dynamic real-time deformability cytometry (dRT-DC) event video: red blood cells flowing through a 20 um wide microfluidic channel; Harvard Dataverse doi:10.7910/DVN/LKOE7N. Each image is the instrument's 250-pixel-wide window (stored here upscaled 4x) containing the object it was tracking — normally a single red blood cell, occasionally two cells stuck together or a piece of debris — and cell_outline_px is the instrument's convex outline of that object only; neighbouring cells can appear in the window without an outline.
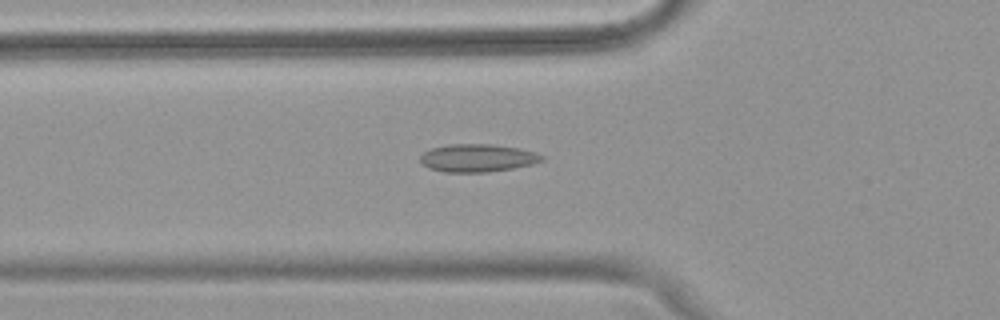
{"species": "common noctule bat (a hibernating species)", "species_latin": "Nyctalus noctula", "temperature_condition": "warm", "stored_images_in_passage": 51, "camera_frame_rate_fps": 3000, "um_per_image_px": 0.085, "animal": {"sex": "female", "body_mass_g": 18.4}, "frame": {"image": 1, "passage_image": 18, "time_ms": 5.667, "image_size_px": [1000, 320], "cell_outline_px": [[544, 160], [532, 164], [512, 168], [488, 172], [444, 172], [428, 168], [420, 160], [420, 156], [424, 152], [432, 148], [448, 144], [492, 144], [516, 148], [532, 152], [544, 156]], "centroid_in_image_um": [40.56, 13.43], "position_along_channel_um": 85.2, "area_um2": 19.54}}
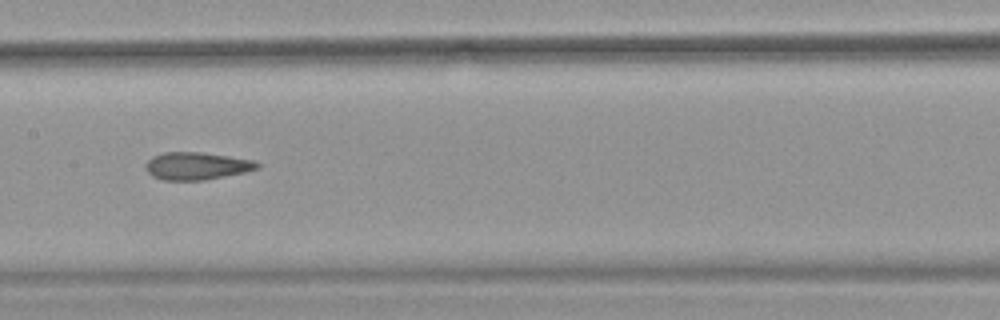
{"frame": {"image": 2, "passage_image": 26, "time_ms": 8.333, "image_size_px": [1000, 320], "cell_outline_px": [[260, 164], [256, 168], [244, 172], [204, 180], [164, 180], [152, 176], [144, 168], [144, 164], [152, 156], [164, 152], [200, 152], [252, 160]], "centroid_in_image_um": [16.63, 14.1], "position_along_channel_um": 190.8, "area_um2": 17.69}}
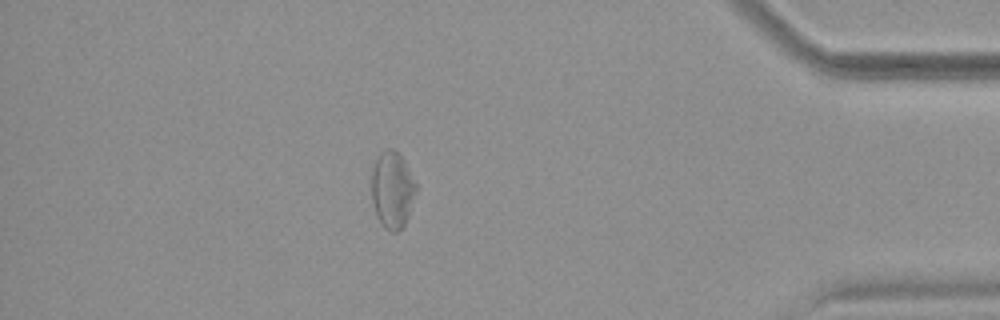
{"frame": {"image": 3, "passage_image": 45, "time_ms": 14.667, "image_size_px": [1000, 320], "cell_outline_px": [[416, 192], [408, 216], [404, 224], [396, 232], [392, 232], [384, 228], [380, 224], [376, 216], [372, 200], [372, 168], [380, 152], [384, 148], [392, 148], [404, 160], [416, 184]], "centroid_in_image_um": [33.33, 16.14], "position_along_channel_um": 401.9, "area_um2": 19.83}, "authors_computed_cell_mechanics": {"area_um2": 19.5942, "velocity_mm_per_s": 3.9448, "shape_relaxation_time_tau1_ms": null, "shape_relaxation_time_tau2_ms": 1.7446, "deformation_change_tau1": null, "deformation_change_tau2": 0.0786}}